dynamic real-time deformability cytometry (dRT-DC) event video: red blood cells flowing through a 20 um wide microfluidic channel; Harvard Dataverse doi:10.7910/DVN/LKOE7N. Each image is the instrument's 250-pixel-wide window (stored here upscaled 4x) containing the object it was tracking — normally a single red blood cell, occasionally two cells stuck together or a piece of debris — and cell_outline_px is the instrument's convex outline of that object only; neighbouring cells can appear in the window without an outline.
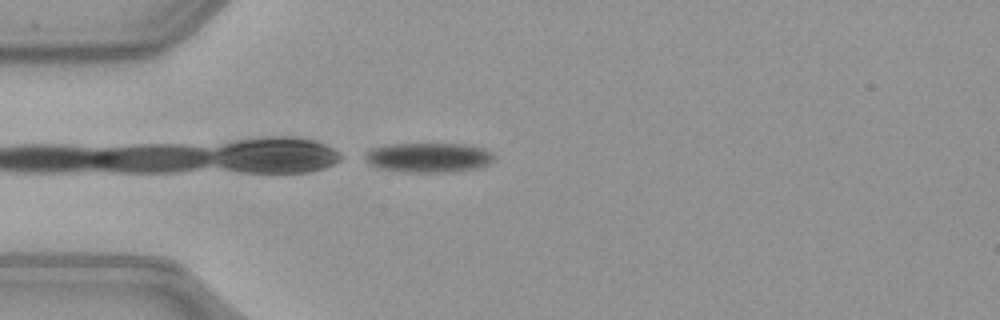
{"species": "common noctule bat (a hibernating species)", "species_latin": "Nyctalus noctula", "temperature_condition": "warm", "stored_images_in_passage": 34, "camera_frame_rate_fps": 3000, "um_per_image_px": 0.085, "animal": {"sex": "female", "body_mass_g": 21.9}, "frame": {"image": 1, "passage_image": 1, "time_ms": 0.0, "image_size_px": [1000, 320], "cell_outline_px": [[496, 156], [488, 164], [480, 168], [456, 172], [408, 172], [380, 168], [368, 164], [360, 156], [372, 148], [384, 144], [464, 144], [484, 148]], "centroid_in_image_um": [36.4, 13.39], "position_along_channel_um": 48.6, "area_um2": 22.66}}
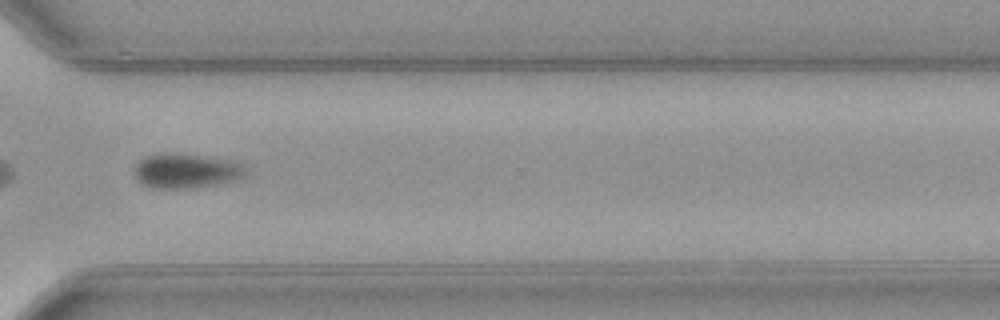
{"frame": {"image": 2, "passage_image": 25, "time_ms": 8.0, "image_size_px": [1000, 320], "cell_outline_px": [[248, 176], [236, 180], [192, 188], [152, 188], [144, 184], [136, 176], [132, 168], [144, 156], [160, 152], [172, 152], [228, 160], [240, 164], [248, 168]], "centroid_in_image_um": [15.82, 14.51], "position_along_channel_um": 354.8, "area_um2": 22.6}}